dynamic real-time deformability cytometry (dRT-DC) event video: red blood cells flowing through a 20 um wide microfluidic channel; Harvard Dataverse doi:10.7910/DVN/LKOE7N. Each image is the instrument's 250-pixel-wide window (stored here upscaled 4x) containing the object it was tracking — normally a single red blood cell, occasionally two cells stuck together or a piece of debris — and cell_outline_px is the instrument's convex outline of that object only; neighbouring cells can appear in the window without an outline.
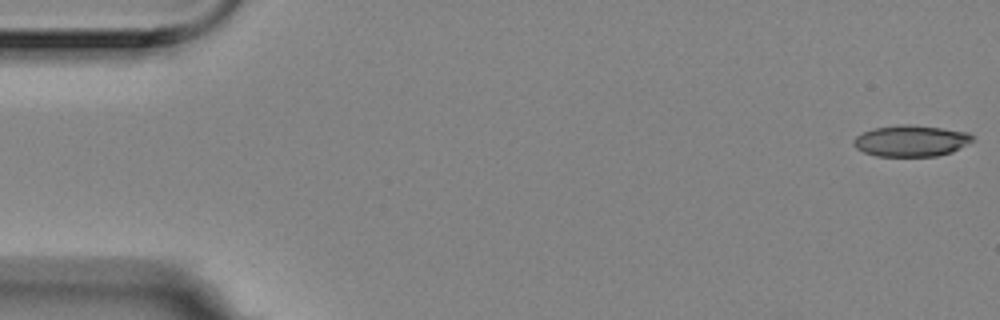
{"species": "Egyptian fruit bat (a non-hibernating species)", "species_latin": "Rousettus aegyptiacus", "temperature_condition": "room temperature", "stored_images_in_passage": 56, "camera_frame_rate_fps": 3000, "um_per_image_px": 0.085, "animal": {"sex": "female"}, "frame": {"image": 1, "passage_image": 1, "time_ms": 0.0, "image_size_px": [1000, 320], "cell_outline_px": [[976, 140], [952, 152], [936, 156], [876, 156], [864, 152], [856, 148], [852, 144], [852, 140], [856, 136], [864, 132], [876, 128], [904, 124], [912, 124], [968, 132]], "centroid_in_image_um": [77.45, 11.98], "position_along_channel_um": 7.6, "area_um2": 21.68}}
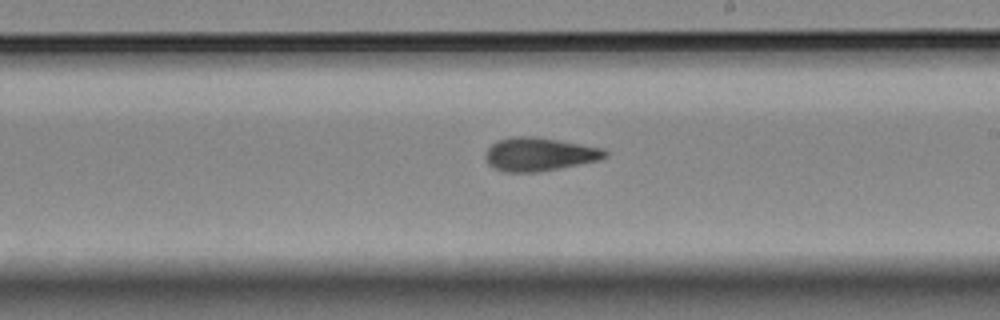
{"frame": {"image": 2, "passage_image": 32, "time_ms": 10.333, "image_size_px": [1000, 320], "cell_outline_px": [[608, 156], [600, 160], [540, 172], [504, 172], [488, 164], [484, 156], [488, 148], [496, 140], [512, 136], [536, 136], [604, 148], [608, 152]], "centroid_in_image_um": [45.85, 13.1], "position_along_channel_um": 243.2, "area_um2": 23.52}}
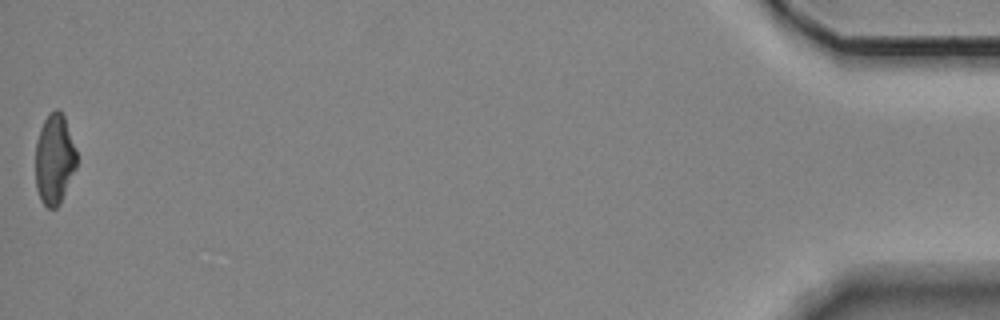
{"frame": {"image": 3, "passage_image": 56, "time_ms": 18.333, "image_size_px": [1000, 320], "cell_outline_px": [[76, 168], [60, 204], [56, 208], [48, 208], [40, 200], [36, 188], [36, 140], [40, 128], [48, 112], [56, 108], [64, 116], [76, 148]], "centroid_in_image_um": [4.62, 13.53], "position_along_channel_um": 430.6, "area_um2": 21.79}, "authors_computed_cell_mechanics": {"area_um2": 22.7154, "velocity_mm_per_s": 3.5376, "shape_relaxation_time_tau1_ms": 8.8928, "shape_relaxation_time_tau2_ms": 3.0115, "deformation_change_tau1": 0.1933, "deformation_change_tau2": 0.0888}}